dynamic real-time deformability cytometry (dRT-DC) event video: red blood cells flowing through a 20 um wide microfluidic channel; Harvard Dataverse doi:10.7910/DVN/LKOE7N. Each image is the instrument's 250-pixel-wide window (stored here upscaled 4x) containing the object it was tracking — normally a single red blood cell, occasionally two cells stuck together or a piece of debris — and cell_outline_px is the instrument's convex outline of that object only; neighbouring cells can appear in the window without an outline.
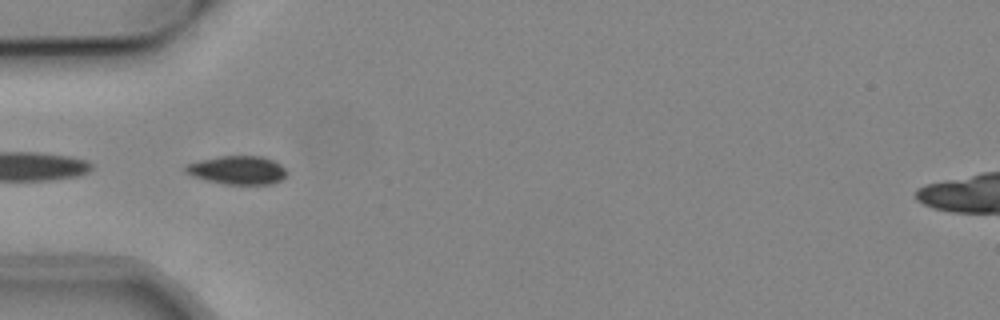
{"species": "common noctule bat (a hibernating species)", "species_latin": "Nyctalus noctula", "temperature_condition": "cold", "stored_images_in_passage": 23, "segment_of_instrument_passage": [2, 2], "camera_frame_rate_fps": 3000, "um_per_image_px": 0.085, "animal": {"sex": "male", "body_mass_g": 19.2, "forearm_length_mm": 51.8}, "frame": {"image": 1, "passage_image": 17, "time_ms": 5.333, "image_size_px": [1000, 320], "cell_outline_px": [[288, 172], [280, 180], [272, 184], [224, 184], [208, 180], [184, 172], [184, 164], [200, 160], [220, 156], [264, 156], [280, 164]], "centroid_in_image_um": [20.18, 14.45], "position_along_channel_um": 64.8, "area_um2": 16.7}}